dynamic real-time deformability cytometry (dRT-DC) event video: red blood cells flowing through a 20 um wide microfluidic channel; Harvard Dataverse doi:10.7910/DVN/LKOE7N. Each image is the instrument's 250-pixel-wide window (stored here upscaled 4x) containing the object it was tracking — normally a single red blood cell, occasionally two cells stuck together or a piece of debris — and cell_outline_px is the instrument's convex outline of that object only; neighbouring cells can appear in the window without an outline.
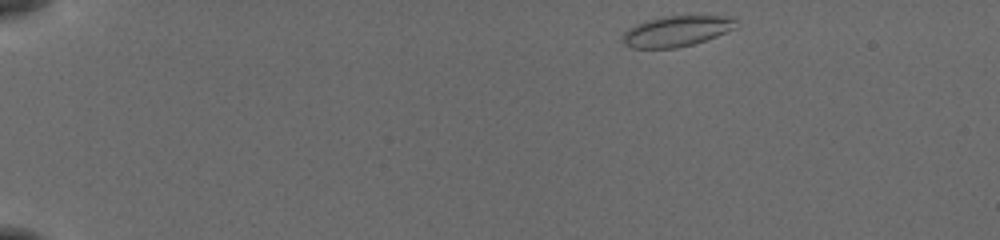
{"species": "common noctule bat (a hibernating species)", "species_latin": "Nyctalus noctula", "temperature_condition": "cold", "stored_images_in_passage": 47, "camera_frame_rate_fps": 3000, "um_per_image_px": 0.085, "animal": {"sex": "female", "body_mass_g": 19.5, "forearm_length_mm": 54.1}, "frame": {"image": 1, "passage_image": 1, "time_ms": 0.0, "image_size_px": [1000, 240], "cell_outline_px": [[736, 28], [716, 36], [692, 44], [676, 48], [632, 48], [624, 44], [624, 32], [628, 28], [636, 24], [648, 20], [664, 16], [724, 16], [736, 20]], "centroid_in_image_um": [57.49, 2.65], "position_along_channel_um": 27.5, "area_um2": 19.94}}
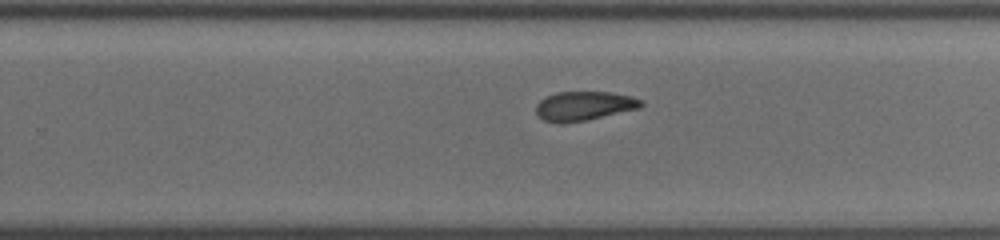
{"frame": {"image": 2, "passage_image": 29, "time_ms": 9.333, "image_size_px": [1000, 240], "cell_outline_px": [[644, 104], [640, 108], [584, 120], [544, 120], [536, 112], [536, 104], [544, 96], [556, 92], [612, 92], [632, 96], [644, 100]], "centroid_in_image_um": [49.71, 8.94], "position_along_channel_um": 280.1, "area_um2": 17.34}}
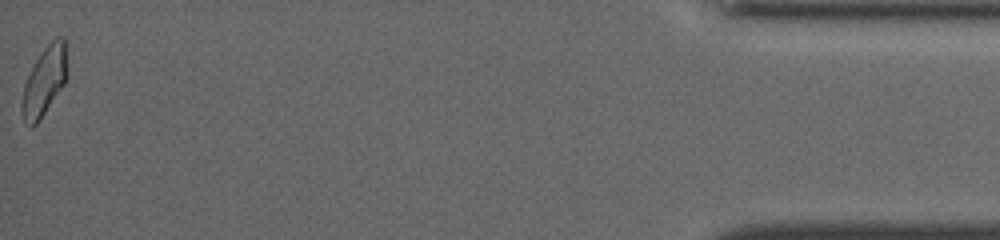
{"frame": {"image": 3, "passage_image": 47, "time_ms": 15.333, "image_size_px": [1000, 240], "cell_outline_px": [[68, 76], [64, 84], [40, 120], [36, 124], [32, 124], [24, 120], [20, 108], [20, 104], [24, 84], [36, 60], [44, 48], [56, 36], [64, 36], [68, 40]], "centroid_in_image_um": [3.84, 6.8], "position_along_channel_um": 431.4, "area_um2": 18.55}, "authors_computed_cell_mechanics": {"area_um2": 18.5538, "velocity_mm_per_s": 3.8375, "shape_relaxation_time_tau1_ms": null, "shape_relaxation_time_tau2_ms": 3.1851, "deformation_change_tau1": null, "deformation_change_tau2": 0.0913}}